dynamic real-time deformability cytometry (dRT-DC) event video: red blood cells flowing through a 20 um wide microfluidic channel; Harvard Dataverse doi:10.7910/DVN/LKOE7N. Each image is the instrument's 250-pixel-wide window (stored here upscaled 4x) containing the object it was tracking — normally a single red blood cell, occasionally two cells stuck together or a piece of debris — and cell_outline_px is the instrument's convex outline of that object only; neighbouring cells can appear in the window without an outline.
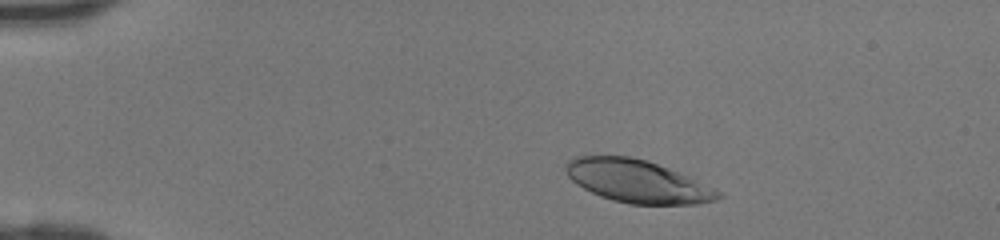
{"species": "human", "species_latin": "Homo sapiens", "temperature_condition": "room temperature", "stored_images_in_passage": 41, "camera_frame_rate_fps": 3000, "um_per_image_px": 0.085, "donor": {"sex": "female"}, "frame": {"image": 1, "passage_image": 4, "time_ms": 1.0, "image_size_px": [1000, 240], "cell_outline_px": [[724, 196], [716, 200], [696, 204], [628, 204], [612, 200], [600, 196], [576, 184], [568, 176], [564, 168], [564, 164], [568, 160], [576, 156], [628, 156], [644, 160], [680, 172], [720, 192]], "centroid_in_image_um": [54.14, 15.41], "position_along_channel_um": 30.9, "area_um2": 37.63}}
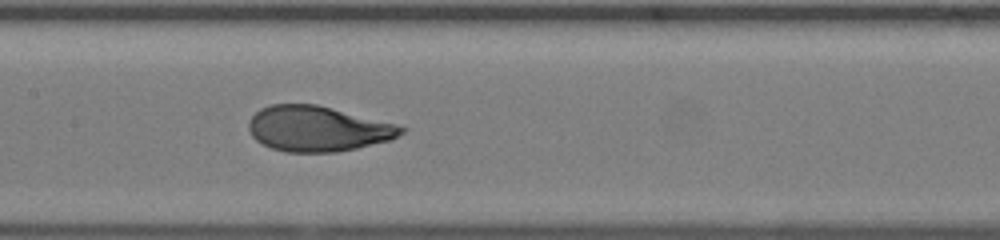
{"frame": {"image": 2, "passage_image": 19, "time_ms": 6.0, "image_size_px": [1000, 240], "cell_outline_px": [[408, 128], [404, 132], [388, 140], [356, 148], [336, 152], [288, 152], [272, 148], [256, 140], [252, 136], [248, 128], [248, 120], [260, 108], [272, 104], [316, 104]], "centroid_in_image_um": [26.94, 10.94], "position_along_channel_um": 180.5, "area_um2": 39.71}}
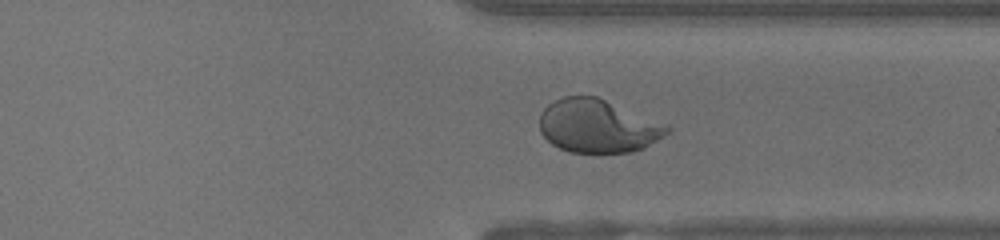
{"frame": {"image": 3, "passage_image": 31, "time_ms": 10.0, "image_size_px": [1000, 240], "cell_outline_px": [[672, 128], [664, 136], [644, 148], [632, 152], [568, 152], [552, 144], [540, 132], [540, 112], [548, 104], [564, 96], [596, 96], [668, 124]], "centroid_in_image_um": [50.83, 10.71], "position_along_channel_um": 360.6, "area_um2": 39.65}}